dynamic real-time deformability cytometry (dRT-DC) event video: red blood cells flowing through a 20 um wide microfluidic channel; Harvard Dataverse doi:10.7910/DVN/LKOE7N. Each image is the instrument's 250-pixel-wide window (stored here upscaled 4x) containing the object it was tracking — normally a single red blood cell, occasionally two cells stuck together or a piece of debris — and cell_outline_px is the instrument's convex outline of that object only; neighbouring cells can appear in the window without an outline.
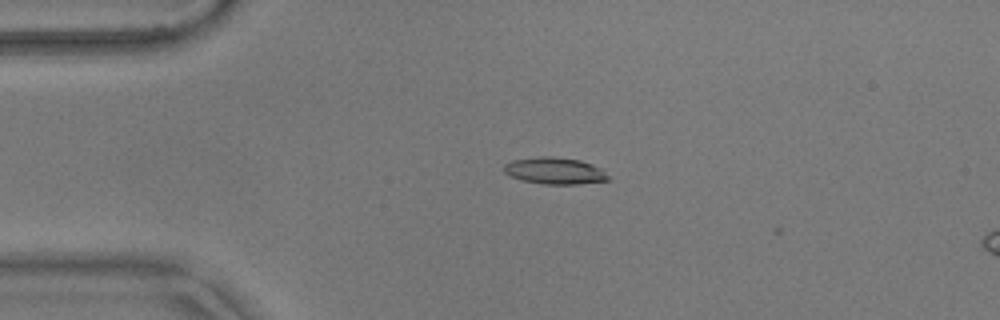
{"species": "common noctule bat (a hibernating species)", "species_latin": "Nyctalus noctula", "temperature_condition": "warm", "stored_images_in_passage": 2, "camera_frame_rate_fps": 3000, "um_per_image_px": 0.085, "animal": {"sex": "male", "body_mass_g": 17.9}, "frame": {"image": 1, "passage_image": 1, "time_ms": 0.0, "image_size_px": [1000, 320], "cell_outline_px": [[612, 180], [580, 184], [540, 184], [520, 180], [504, 172], [504, 164], [512, 160], [540, 156], [552, 156], [580, 160], [592, 164], [600, 168]], "centroid_in_image_um": [47.15, 14.52], "position_along_channel_um": 37.8, "area_um2": 16.36}}